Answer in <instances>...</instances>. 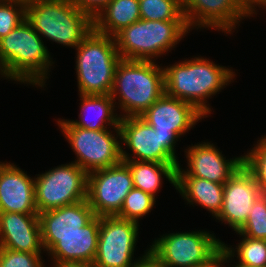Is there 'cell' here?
<instances>
[{"mask_svg":"<svg viewBox=\"0 0 266 267\" xmlns=\"http://www.w3.org/2000/svg\"><path fill=\"white\" fill-rule=\"evenodd\" d=\"M124 161L132 174L133 185L156 198L162 188V176L176 187V169L181 163H156L147 161Z\"/></svg>","mask_w":266,"mask_h":267,"instance_id":"cb8c5ba5","label":"cell"},{"mask_svg":"<svg viewBox=\"0 0 266 267\" xmlns=\"http://www.w3.org/2000/svg\"><path fill=\"white\" fill-rule=\"evenodd\" d=\"M79 10L87 13L92 19L111 1V0H70Z\"/></svg>","mask_w":266,"mask_h":267,"instance_id":"1f68e13d","label":"cell"},{"mask_svg":"<svg viewBox=\"0 0 266 267\" xmlns=\"http://www.w3.org/2000/svg\"><path fill=\"white\" fill-rule=\"evenodd\" d=\"M160 136L188 133L197 122L206 118L194 105L163 94L141 116Z\"/></svg>","mask_w":266,"mask_h":267,"instance_id":"2e32d148","label":"cell"},{"mask_svg":"<svg viewBox=\"0 0 266 267\" xmlns=\"http://www.w3.org/2000/svg\"><path fill=\"white\" fill-rule=\"evenodd\" d=\"M88 173L74 162L61 164L35 175V203L38 213L87 199Z\"/></svg>","mask_w":266,"mask_h":267,"instance_id":"9c48e42d","label":"cell"},{"mask_svg":"<svg viewBox=\"0 0 266 267\" xmlns=\"http://www.w3.org/2000/svg\"><path fill=\"white\" fill-rule=\"evenodd\" d=\"M27 0H0V39L26 19Z\"/></svg>","mask_w":266,"mask_h":267,"instance_id":"f546056e","label":"cell"},{"mask_svg":"<svg viewBox=\"0 0 266 267\" xmlns=\"http://www.w3.org/2000/svg\"><path fill=\"white\" fill-rule=\"evenodd\" d=\"M0 247L42 254L44 248L38 214L0 212Z\"/></svg>","mask_w":266,"mask_h":267,"instance_id":"d6986e66","label":"cell"},{"mask_svg":"<svg viewBox=\"0 0 266 267\" xmlns=\"http://www.w3.org/2000/svg\"><path fill=\"white\" fill-rule=\"evenodd\" d=\"M139 19V0H111L93 19V29L114 37Z\"/></svg>","mask_w":266,"mask_h":267,"instance_id":"603a6c76","label":"cell"},{"mask_svg":"<svg viewBox=\"0 0 266 267\" xmlns=\"http://www.w3.org/2000/svg\"><path fill=\"white\" fill-rule=\"evenodd\" d=\"M133 187L131 171L128 165L121 161L114 166L88 174L87 202L96 216H116Z\"/></svg>","mask_w":266,"mask_h":267,"instance_id":"7c38bea8","label":"cell"},{"mask_svg":"<svg viewBox=\"0 0 266 267\" xmlns=\"http://www.w3.org/2000/svg\"><path fill=\"white\" fill-rule=\"evenodd\" d=\"M164 93V68L157 62L126 59L118 62L110 96L121 110L120 118L141 116Z\"/></svg>","mask_w":266,"mask_h":267,"instance_id":"3957f363","label":"cell"},{"mask_svg":"<svg viewBox=\"0 0 266 267\" xmlns=\"http://www.w3.org/2000/svg\"><path fill=\"white\" fill-rule=\"evenodd\" d=\"M75 50L79 94H110L121 60L115 38L92 29Z\"/></svg>","mask_w":266,"mask_h":267,"instance_id":"8992f818","label":"cell"},{"mask_svg":"<svg viewBox=\"0 0 266 267\" xmlns=\"http://www.w3.org/2000/svg\"><path fill=\"white\" fill-rule=\"evenodd\" d=\"M99 228L100 217L95 216L74 234L41 235L44 252L48 253L52 262L93 263L97 252Z\"/></svg>","mask_w":266,"mask_h":267,"instance_id":"e0dca14e","label":"cell"},{"mask_svg":"<svg viewBox=\"0 0 266 267\" xmlns=\"http://www.w3.org/2000/svg\"><path fill=\"white\" fill-rule=\"evenodd\" d=\"M237 233L253 239L266 240V194L255 200L245 224Z\"/></svg>","mask_w":266,"mask_h":267,"instance_id":"83f0119b","label":"cell"},{"mask_svg":"<svg viewBox=\"0 0 266 267\" xmlns=\"http://www.w3.org/2000/svg\"><path fill=\"white\" fill-rule=\"evenodd\" d=\"M156 198L141 189L133 187L126 196L120 212L116 215L120 218L139 223L146 214L153 210Z\"/></svg>","mask_w":266,"mask_h":267,"instance_id":"4316f807","label":"cell"},{"mask_svg":"<svg viewBox=\"0 0 266 267\" xmlns=\"http://www.w3.org/2000/svg\"><path fill=\"white\" fill-rule=\"evenodd\" d=\"M211 142H200L186 148L185 156L187 169H182L179 164L176 177H197L218 184H225L229 178L243 164V155L226 159Z\"/></svg>","mask_w":266,"mask_h":267,"instance_id":"5bb4252c","label":"cell"},{"mask_svg":"<svg viewBox=\"0 0 266 267\" xmlns=\"http://www.w3.org/2000/svg\"><path fill=\"white\" fill-rule=\"evenodd\" d=\"M149 246V253L164 267L203 266L222 252V240L205 230L167 233Z\"/></svg>","mask_w":266,"mask_h":267,"instance_id":"52a82bcc","label":"cell"},{"mask_svg":"<svg viewBox=\"0 0 266 267\" xmlns=\"http://www.w3.org/2000/svg\"><path fill=\"white\" fill-rule=\"evenodd\" d=\"M190 31L186 21L139 19L114 38L121 59L156 61L174 49Z\"/></svg>","mask_w":266,"mask_h":267,"instance_id":"5b68a950","label":"cell"},{"mask_svg":"<svg viewBox=\"0 0 266 267\" xmlns=\"http://www.w3.org/2000/svg\"><path fill=\"white\" fill-rule=\"evenodd\" d=\"M56 123L76 155L75 161L72 162L88 174L122 161L120 128H114V131L86 130L61 118L57 119Z\"/></svg>","mask_w":266,"mask_h":267,"instance_id":"ba28073f","label":"cell"},{"mask_svg":"<svg viewBox=\"0 0 266 267\" xmlns=\"http://www.w3.org/2000/svg\"><path fill=\"white\" fill-rule=\"evenodd\" d=\"M182 5H184L188 0H178Z\"/></svg>","mask_w":266,"mask_h":267,"instance_id":"8d00e7d4","label":"cell"},{"mask_svg":"<svg viewBox=\"0 0 266 267\" xmlns=\"http://www.w3.org/2000/svg\"><path fill=\"white\" fill-rule=\"evenodd\" d=\"M175 189L187 204L200 206L216 217L223 204L224 184L197 177H176Z\"/></svg>","mask_w":266,"mask_h":267,"instance_id":"7402d4cb","label":"cell"},{"mask_svg":"<svg viewBox=\"0 0 266 267\" xmlns=\"http://www.w3.org/2000/svg\"><path fill=\"white\" fill-rule=\"evenodd\" d=\"M79 97V120H68L71 124L86 130L119 128L120 117L110 94H79Z\"/></svg>","mask_w":266,"mask_h":267,"instance_id":"44dd1931","label":"cell"},{"mask_svg":"<svg viewBox=\"0 0 266 267\" xmlns=\"http://www.w3.org/2000/svg\"><path fill=\"white\" fill-rule=\"evenodd\" d=\"M134 267H164L150 253L139 261Z\"/></svg>","mask_w":266,"mask_h":267,"instance_id":"836d02e7","label":"cell"},{"mask_svg":"<svg viewBox=\"0 0 266 267\" xmlns=\"http://www.w3.org/2000/svg\"><path fill=\"white\" fill-rule=\"evenodd\" d=\"M42 39L26 19L1 38V77L44 88L54 62Z\"/></svg>","mask_w":266,"mask_h":267,"instance_id":"7a4b0ae2","label":"cell"},{"mask_svg":"<svg viewBox=\"0 0 266 267\" xmlns=\"http://www.w3.org/2000/svg\"><path fill=\"white\" fill-rule=\"evenodd\" d=\"M183 14L191 31L208 28L224 34H233L239 22L252 17L237 0H188Z\"/></svg>","mask_w":266,"mask_h":267,"instance_id":"9a60e30c","label":"cell"},{"mask_svg":"<svg viewBox=\"0 0 266 267\" xmlns=\"http://www.w3.org/2000/svg\"><path fill=\"white\" fill-rule=\"evenodd\" d=\"M246 267V266H239V265H232V267Z\"/></svg>","mask_w":266,"mask_h":267,"instance_id":"74e56055","label":"cell"},{"mask_svg":"<svg viewBox=\"0 0 266 267\" xmlns=\"http://www.w3.org/2000/svg\"><path fill=\"white\" fill-rule=\"evenodd\" d=\"M139 223L118 216L100 217L95 267H134L149 254V248L138 259L134 252L138 241Z\"/></svg>","mask_w":266,"mask_h":267,"instance_id":"30bf717a","label":"cell"},{"mask_svg":"<svg viewBox=\"0 0 266 267\" xmlns=\"http://www.w3.org/2000/svg\"><path fill=\"white\" fill-rule=\"evenodd\" d=\"M253 145L244 153L243 163L254 174L262 194H266V135H262Z\"/></svg>","mask_w":266,"mask_h":267,"instance_id":"f1b7e54d","label":"cell"},{"mask_svg":"<svg viewBox=\"0 0 266 267\" xmlns=\"http://www.w3.org/2000/svg\"><path fill=\"white\" fill-rule=\"evenodd\" d=\"M165 94L194 105L208 117L211 106L208 99L234 82L233 69L215 64L202 56L164 66ZM209 114V115H208Z\"/></svg>","mask_w":266,"mask_h":267,"instance_id":"6da1fadb","label":"cell"},{"mask_svg":"<svg viewBox=\"0 0 266 267\" xmlns=\"http://www.w3.org/2000/svg\"><path fill=\"white\" fill-rule=\"evenodd\" d=\"M119 128L122 160L179 163L178 156L175 155L179 136H160L140 117L120 118ZM124 145L133 154L127 153Z\"/></svg>","mask_w":266,"mask_h":267,"instance_id":"8fae6325","label":"cell"},{"mask_svg":"<svg viewBox=\"0 0 266 267\" xmlns=\"http://www.w3.org/2000/svg\"><path fill=\"white\" fill-rule=\"evenodd\" d=\"M41 255L0 247V267H46Z\"/></svg>","mask_w":266,"mask_h":267,"instance_id":"4dcf8cb0","label":"cell"},{"mask_svg":"<svg viewBox=\"0 0 266 267\" xmlns=\"http://www.w3.org/2000/svg\"><path fill=\"white\" fill-rule=\"evenodd\" d=\"M238 3L253 17V15H257L258 10L257 7L266 10V0H237ZM257 10V11H256Z\"/></svg>","mask_w":266,"mask_h":267,"instance_id":"d6a6232c","label":"cell"},{"mask_svg":"<svg viewBox=\"0 0 266 267\" xmlns=\"http://www.w3.org/2000/svg\"><path fill=\"white\" fill-rule=\"evenodd\" d=\"M261 195L254 174L243 163L224 184L223 204L216 220L237 232L245 224L252 205Z\"/></svg>","mask_w":266,"mask_h":267,"instance_id":"4fadbf2b","label":"cell"},{"mask_svg":"<svg viewBox=\"0 0 266 267\" xmlns=\"http://www.w3.org/2000/svg\"><path fill=\"white\" fill-rule=\"evenodd\" d=\"M30 176L14 163L0 162V212L38 214Z\"/></svg>","mask_w":266,"mask_h":267,"instance_id":"ac0fdd59","label":"cell"},{"mask_svg":"<svg viewBox=\"0 0 266 267\" xmlns=\"http://www.w3.org/2000/svg\"><path fill=\"white\" fill-rule=\"evenodd\" d=\"M241 236L237 246L232 247L222 242V260L224 265L237 258L236 265L246 267H266V240ZM231 260V261H230Z\"/></svg>","mask_w":266,"mask_h":267,"instance_id":"d4e9b609","label":"cell"},{"mask_svg":"<svg viewBox=\"0 0 266 267\" xmlns=\"http://www.w3.org/2000/svg\"><path fill=\"white\" fill-rule=\"evenodd\" d=\"M41 235H70L87 225L96 215L86 200L38 213Z\"/></svg>","mask_w":266,"mask_h":267,"instance_id":"ffe728a7","label":"cell"},{"mask_svg":"<svg viewBox=\"0 0 266 267\" xmlns=\"http://www.w3.org/2000/svg\"><path fill=\"white\" fill-rule=\"evenodd\" d=\"M51 267H95L93 263L90 262H52Z\"/></svg>","mask_w":266,"mask_h":267,"instance_id":"e575fe53","label":"cell"},{"mask_svg":"<svg viewBox=\"0 0 266 267\" xmlns=\"http://www.w3.org/2000/svg\"><path fill=\"white\" fill-rule=\"evenodd\" d=\"M26 20L41 37L73 49L93 29V19L70 0H27Z\"/></svg>","mask_w":266,"mask_h":267,"instance_id":"277c9868","label":"cell"},{"mask_svg":"<svg viewBox=\"0 0 266 267\" xmlns=\"http://www.w3.org/2000/svg\"><path fill=\"white\" fill-rule=\"evenodd\" d=\"M199 267H225L222 260V252L210 264Z\"/></svg>","mask_w":266,"mask_h":267,"instance_id":"d590c367","label":"cell"},{"mask_svg":"<svg viewBox=\"0 0 266 267\" xmlns=\"http://www.w3.org/2000/svg\"><path fill=\"white\" fill-rule=\"evenodd\" d=\"M139 10L144 20L186 21L178 0H139Z\"/></svg>","mask_w":266,"mask_h":267,"instance_id":"484cf974","label":"cell"}]
</instances>
